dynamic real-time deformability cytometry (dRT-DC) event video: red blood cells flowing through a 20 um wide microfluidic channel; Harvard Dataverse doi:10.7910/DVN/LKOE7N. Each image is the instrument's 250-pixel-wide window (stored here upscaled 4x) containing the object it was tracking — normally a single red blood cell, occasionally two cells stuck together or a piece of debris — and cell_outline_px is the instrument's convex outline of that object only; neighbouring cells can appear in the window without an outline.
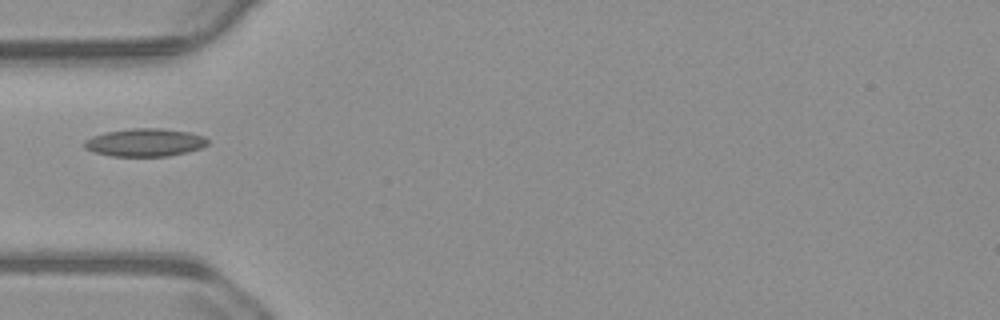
{"species": "common noctule bat (a hibernating species)", "species_latin": "Nyctalus noctula", "temperature_condition": "warm", "stored_images_in_passage": 3, "camera_frame_rate_fps": 3000, "um_per_image_px": 0.085, "animal": {"sex": "male", "body_mass_g": 23.1, "forearm_length_mm": 52.7}, "frame": {"image": 1, "passage_image": 1, "time_ms": 0.0, "image_size_px": [1000, 320], "cell_outline_px": [[208, 144], [200, 148], [188, 152], [168, 156], [112, 156], [92, 152], [84, 148], [84, 140], [92, 136], [104, 132], [132, 128], [160, 128], [188, 132], [204, 136], [208, 140]], "centroid_in_image_um": [12.29, 12.11], "position_along_channel_um": 72.7, "area_um2": 20.17}}